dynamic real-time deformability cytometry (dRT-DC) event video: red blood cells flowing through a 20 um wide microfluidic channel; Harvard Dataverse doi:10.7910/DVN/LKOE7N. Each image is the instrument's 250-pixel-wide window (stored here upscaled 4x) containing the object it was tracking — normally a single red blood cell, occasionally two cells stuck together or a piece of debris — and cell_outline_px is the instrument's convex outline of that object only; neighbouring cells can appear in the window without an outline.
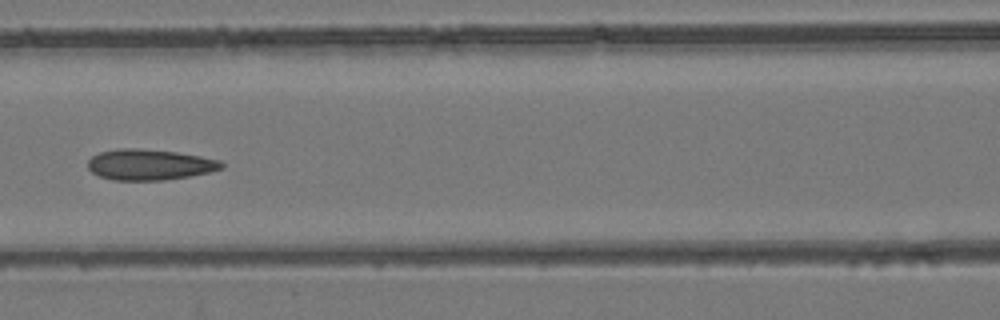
{"species": "common noctule bat (a hibernating species)", "species_latin": "Nyctalus noctula", "temperature_condition": "room temperature", "stored_images_in_passage": 8, "camera_frame_rate_fps": 3000, "um_per_image_px": 0.085, "animal": {"sex": "female", "body_mass_g": 24.6, "forearm_length_mm": 56.2}, "frame": {"image": 1, "passage_image": 7, "time_ms": 7.0, "image_size_px": [1000, 320], "cell_outline_px": [[224, 168], [212, 172], [164, 180], [112, 180], [100, 176], [92, 172], [88, 168], [88, 160], [92, 156], [100, 152], [120, 148], [140, 148], [176, 152], [200, 156], [220, 160], [224, 164]], "centroid_in_image_um": [12.73, 13.99], "position_along_channel_um": 153.9, "area_um2": 24.04}}
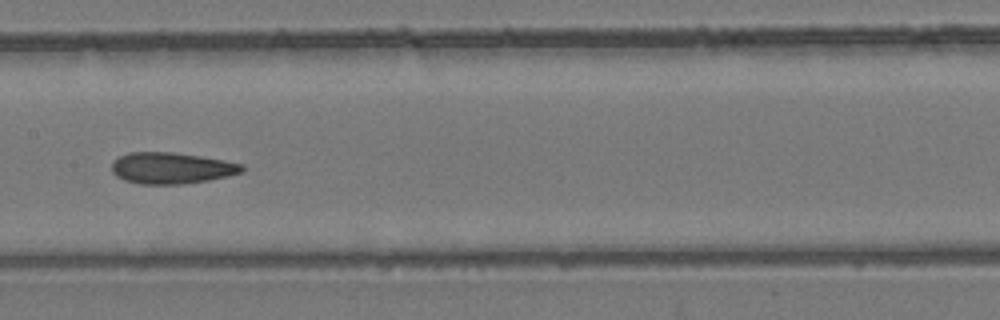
{"frame": {"image": 2, "passage_image": 8, "time_ms": 8.0, "image_size_px": [1000, 320], "cell_outline_px": [[244, 172], [228, 176], [208, 180], [180, 184], [140, 184], [124, 180], [116, 176], [112, 172], [112, 160], [128, 152], [172, 152], [200, 156], [224, 160], [244, 164]], "centroid_in_image_um": [14.57, 14.28], "position_along_channel_um": 192.8, "area_um2": 23.87}}